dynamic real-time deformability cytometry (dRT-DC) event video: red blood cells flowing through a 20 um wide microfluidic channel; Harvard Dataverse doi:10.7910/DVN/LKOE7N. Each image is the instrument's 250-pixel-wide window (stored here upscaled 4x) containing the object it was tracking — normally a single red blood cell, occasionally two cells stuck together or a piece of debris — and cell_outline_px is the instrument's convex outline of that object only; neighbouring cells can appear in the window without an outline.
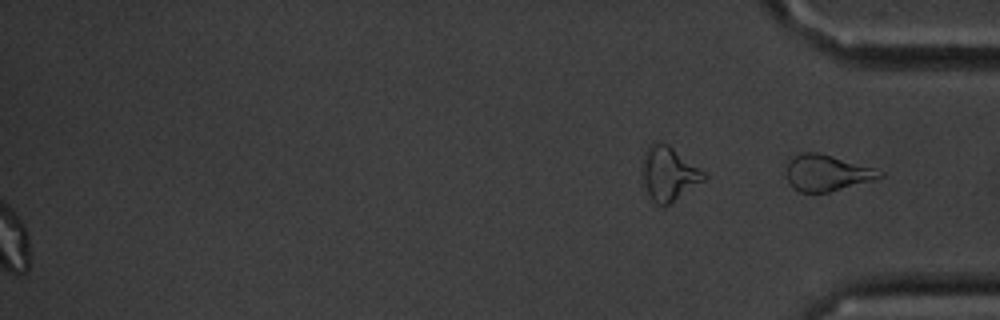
{"species": "common noctule bat (a hibernating species)", "species_latin": "Nyctalus noctula", "temperature_condition": "cold", "stored_images_in_passage": 54, "segment_of_instrument_passage": [2, 2], "camera_frame_rate_fps": 3000, "um_per_image_px": 0.085, "animal": {"sex": "male", "body_mass_g": 20.1, "forearm_length_mm": 53.5}, "frame": {"image": 1, "passage_image": 54, "time_ms": 17.667, "image_size_px": [1000, 320], "cell_outline_px": [[884, 176], [872, 180], [828, 192], [800, 192], [788, 180], [784, 160], [800, 152], [820, 152], [872, 168], [884, 172]], "centroid_in_image_um": [70.21, 14.66], "position_along_channel_um": 365.0, "area_um2": 19.59}}